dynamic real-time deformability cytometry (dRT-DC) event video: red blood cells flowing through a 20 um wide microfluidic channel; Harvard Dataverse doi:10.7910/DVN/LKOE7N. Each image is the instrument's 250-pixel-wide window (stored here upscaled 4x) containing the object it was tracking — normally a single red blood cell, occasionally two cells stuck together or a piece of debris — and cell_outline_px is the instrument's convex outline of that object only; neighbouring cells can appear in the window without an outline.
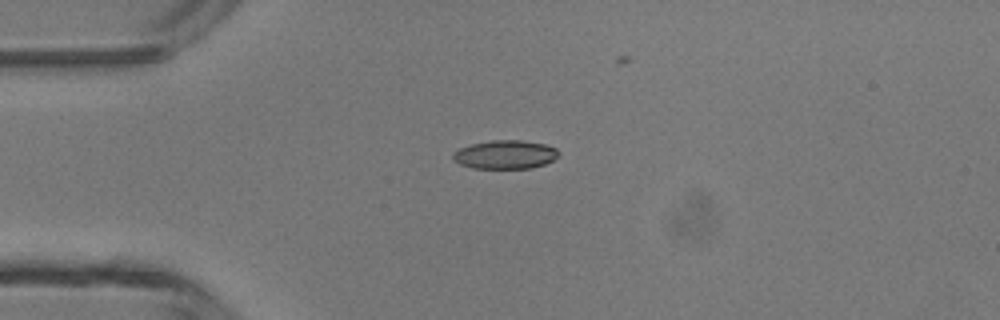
{"species": "common noctule bat (a hibernating species)", "species_latin": "Nyctalus noctula", "temperature_condition": "room temperature", "stored_images_in_passage": 33, "camera_frame_rate_fps": 3000, "um_per_image_px": 0.085, "animal": {"sex": "male", "body_mass_g": 13.3}, "frame": {"image": 1, "passage_image": 1, "time_ms": 0.0, "image_size_px": [1000, 320], "cell_outline_px": [[560, 156], [544, 164], [532, 168], [472, 168], [460, 164], [452, 160], [452, 152], [460, 148], [472, 144], [492, 140], [520, 140], [544, 144], [556, 148], [560, 152]], "centroid_in_image_um": [42.94, 13.14], "position_along_channel_um": 42.1, "area_um2": 17.69}}
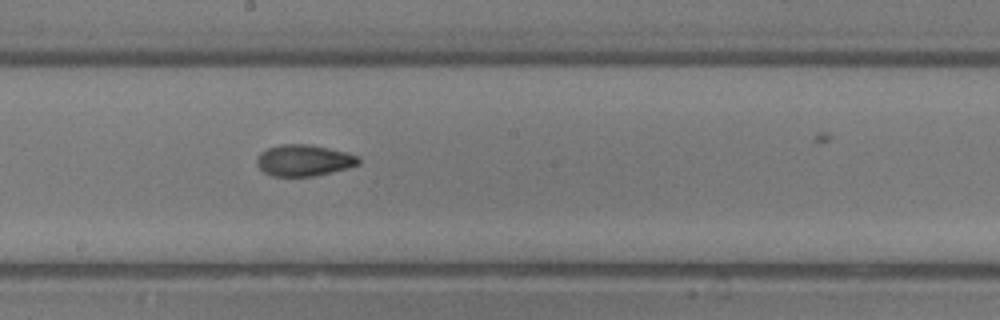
{"frame": {"image": 2, "passage_image": 15, "time_ms": 4.667, "image_size_px": [1000, 320], "cell_outline_px": [[360, 164], [348, 168], [316, 176], [272, 176], [264, 172], [256, 164], [256, 160], [260, 152], [268, 148], [284, 144], [308, 144], [348, 152], [360, 156]], "centroid_in_image_um": [25.86, 13.63], "position_along_channel_um": 222.3, "area_um2": 18.73}}
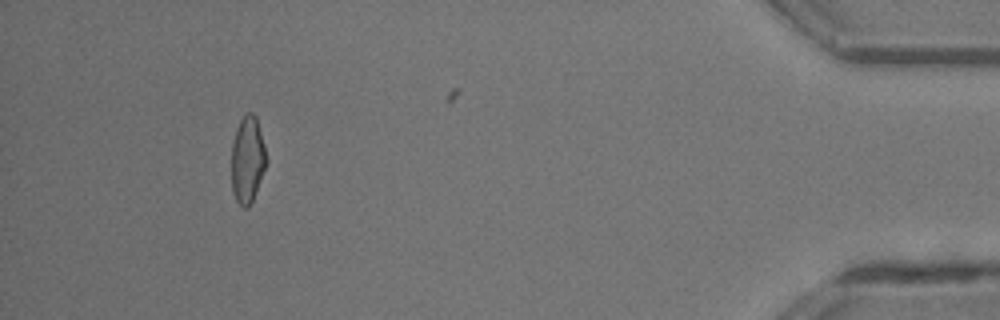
{"frame": {"image": 3, "passage_image": 33, "time_ms": 10.667, "image_size_px": [1000, 320], "cell_outline_px": [[268, 160], [252, 200], [248, 208], [244, 208], [236, 200], [232, 188], [232, 140], [236, 128], [240, 120], [248, 112], [252, 112], [256, 116], [264, 144]], "centroid_in_image_um": [21.04, 13.54], "position_along_channel_um": 414.2, "area_um2": 17.51}, "authors_computed_cell_mechanics": {"area_um2": 18.1492, "velocity_mm_per_s": 4.3612, "shape_relaxation_time_tau1_ms": 5.9616, "shape_relaxation_time_tau2_ms": 2.1471, "deformation_change_tau1": 0.177, "deformation_change_tau2": 0.0744}}